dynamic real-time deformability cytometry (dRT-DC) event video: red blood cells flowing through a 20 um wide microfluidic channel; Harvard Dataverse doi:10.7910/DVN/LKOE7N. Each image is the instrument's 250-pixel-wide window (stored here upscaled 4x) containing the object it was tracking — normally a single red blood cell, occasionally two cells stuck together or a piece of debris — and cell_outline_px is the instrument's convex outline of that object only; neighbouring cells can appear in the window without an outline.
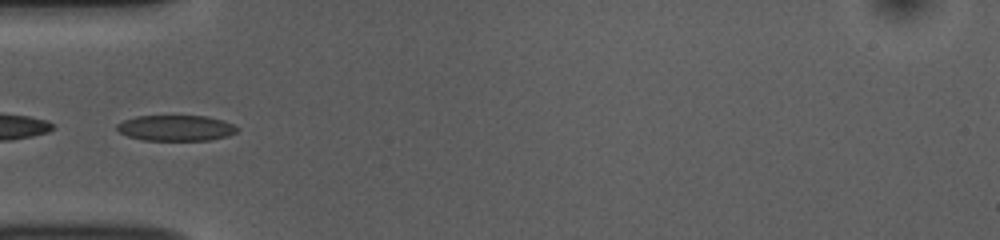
{"species": "common noctule bat (a hibernating species)", "species_latin": "Nyctalus noctula", "temperature_condition": "room temperature", "stored_images_in_passage": 23, "camera_frame_rate_fps": 3000, "um_per_image_px": 0.085, "animal": {"sex": "female", "body_mass_g": 10.0, "forearm_length_mm": 53.1}, "frame": {"image": 1, "passage_image": 1, "time_ms": 0.0, "image_size_px": [1000, 240], "cell_outline_px": [[240, 128], [236, 132], [228, 136], [212, 140], [144, 140], [128, 136], [120, 132], [116, 128], [116, 124], [124, 120], [136, 116], [208, 116], [224, 120]], "centroid_in_image_um": [14.98, 10.88], "position_along_channel_um": 70.0, "area_um2": 18.09}}
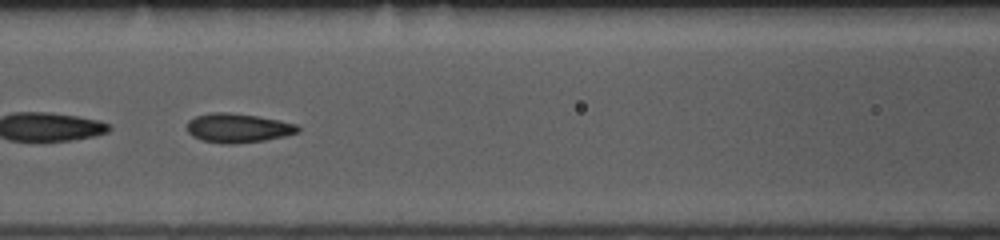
{"frame": {"image": 2, "passage_image": 7, "time_ms": 2.0, "image_size_px": [1000, 240], "cell_outline_px": [[300, 132], [284, 136], [264, 140], [236, 144], [224, 144], [200, 140], [192, 136], [188, 132], [188, 120], [196, 116], [212, 112], [228, 112], [260, 116], [280, 120], [296, 124], [300, 128]], "centroid_in_image_um": [20.23, 10.88], "position_along_channel_um": 146.4, "area_um2": 19.02}}
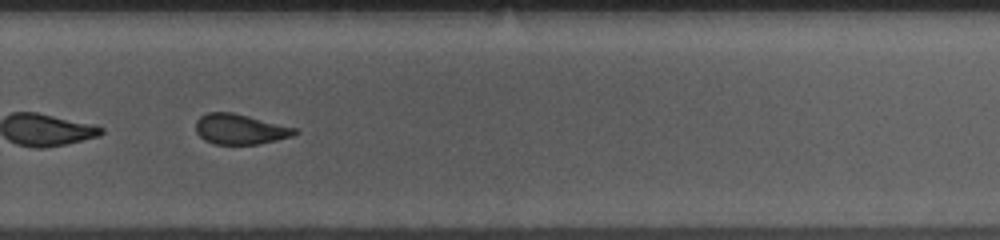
{"frame": {"image": 3, "passage_image": 20, "time_ms": 6.333, "image_size_px": [1000, 240], "cell_outline_px": [[300, 132], [292, 136], [260, 144], [216, 144], [204, 140], [196, 132], [196, 120], [200, 116], [208, 112], [232, 112], [296, 128]], "centroid_in_image_um": [20.4, 10.98], "position_along_channel_um": 309.4, "area_um2": 17.4}}